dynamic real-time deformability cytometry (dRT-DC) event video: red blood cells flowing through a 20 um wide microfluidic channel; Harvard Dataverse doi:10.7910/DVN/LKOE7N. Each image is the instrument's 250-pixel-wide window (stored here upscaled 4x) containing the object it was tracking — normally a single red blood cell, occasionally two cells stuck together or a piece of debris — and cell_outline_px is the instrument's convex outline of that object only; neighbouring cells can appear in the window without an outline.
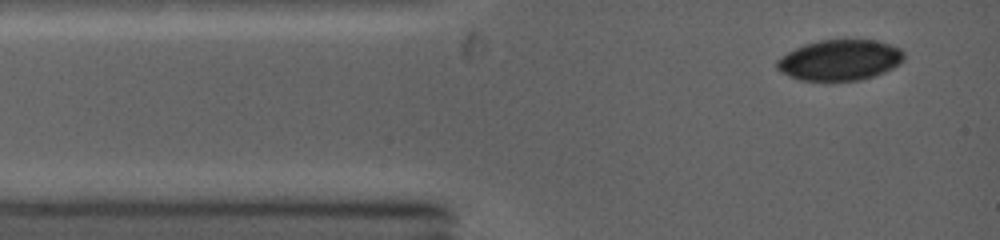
{"species": "common noctule bat (a hibernating species)", "species_latin": "Nyctalus noctula", "temperature_condition": "warm", "stored_images_in_passage": 2, "camera_frame_rate_fps": 5000, "um_per_image_px": 0.085, "animal": {"sex": "female", "body_mass_g": 19.0, "forearm_length_mm": 53.3}, "frame": {"image": 1, "passage_image": 1, "time_ms": 0.0, "image_size_px": [1000, 240], "cell_outline_px": [[904, 60], [892, 68], [872, 76], [860, 80], [804, 80], [792, 76], [776, 68], [776, 60], [788, 52], [796, 48], [808, 44], [824, 40], [872, 40], [888, 44], [900, 48], [904, 52]], "centroid_in_image_um": [71.41, 5.1], "position_along_channel_um": 13.6, "area_um2": 29.42}}